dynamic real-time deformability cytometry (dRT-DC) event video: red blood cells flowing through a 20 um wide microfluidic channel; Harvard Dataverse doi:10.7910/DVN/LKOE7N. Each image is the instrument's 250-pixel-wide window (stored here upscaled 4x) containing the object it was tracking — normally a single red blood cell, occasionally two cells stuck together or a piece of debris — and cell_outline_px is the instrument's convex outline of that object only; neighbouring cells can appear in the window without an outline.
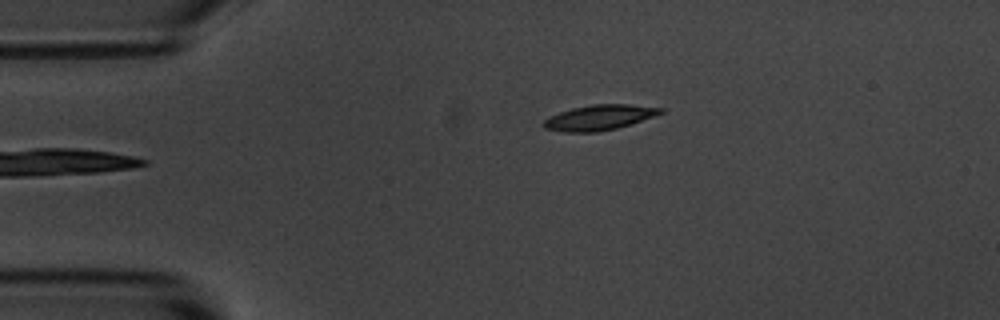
{"species": "common noctule bat (a hibernating species)", "species_latin": "Nyctalus noctula", "temperature_condition": "room temperature", "stored_images_in_passage": 6, "camera_frame_rate_fps": 3000, "um_per_image_px": 0.085, "animal": {"sex": "male", "body_mass_g": 20.1, "forearm_length_mm": 53.5}, "frame": {"image": 1, "passage_image": 6, "time_ms": 5.667, "image_size_px": [1000, 320], "cell_outline_px": [[664, 112], [616, 128], [596, 132], [564, 132], [544, 128], [540, 124], [548, 116], [572, 108], [592, 104], [632, 104], [664, 108]], "centroid_in_image_um": [50.88, 9.98], "position_along_channel_um": 34.1, "area_um2": 17.11}}